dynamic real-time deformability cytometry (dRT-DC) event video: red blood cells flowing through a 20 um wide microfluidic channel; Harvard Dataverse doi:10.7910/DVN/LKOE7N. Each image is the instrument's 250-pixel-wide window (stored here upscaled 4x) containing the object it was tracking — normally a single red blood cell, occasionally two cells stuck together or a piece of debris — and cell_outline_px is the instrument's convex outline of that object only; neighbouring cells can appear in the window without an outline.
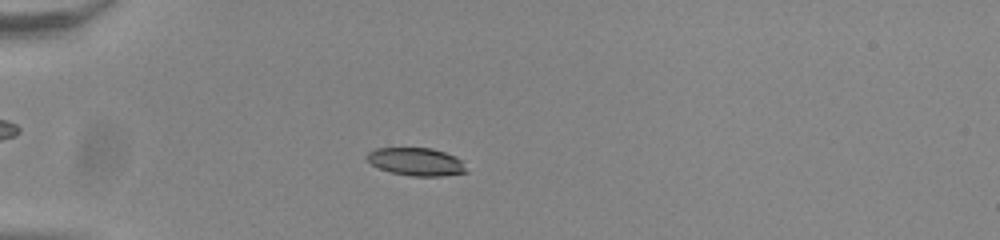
{"species": "common noctule bat (a hibernating species)", "species_latin": "Nyctalus noctula", "temperature_condition": "room temperature", "stored_images_in_passage": 55, "camera_frame_rate_fps": 3000, "um_per_image_px": 0.085, "animal": {"sex": "male", "body_mass_g": 20.0, "forearm_length_mm": 53.3}, "frame": {"image": 1, "passage_image": 17, "time_ms": 5.333, "image_size_px": [1000, 240], "cell_outline_px": [[468, 172], [440, 176], [412, 176], [392, 172], [380, 168], [372, 164], [368, 160], [368, 152], [376, 148], [432, 148], [456, 156], [464, 160]], "centroid_in_image_um": [35.45, 13.74], "position_along_channel_um": 49.5, "area_um2": 16.13}}
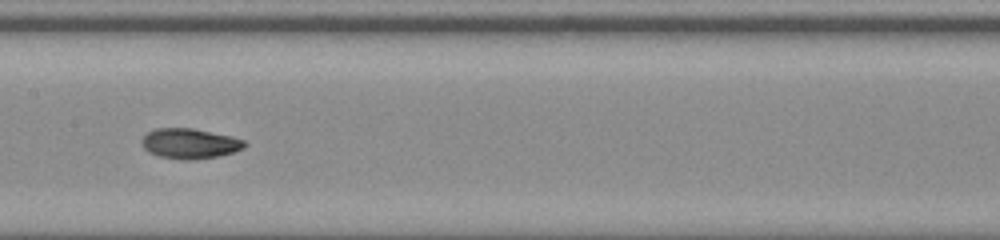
{"frame": {"image": 2, "passage_image": 30, "time_ms": 9.667, "image_size_px": [1000, 240], "cell_outline_px": [[248, 144], [244, 148], [220, 156], [188, 160], [184, 160], [160, 156], [148, 152], [144, 148], [140, 140], [148, 132], [156, 128], [192, 128], [232, 136], [244, 140]], "centroid_in_image_um": [16.14, 12.2], "position_along_channel_um": 191.3, "area_um2": 18.09}}
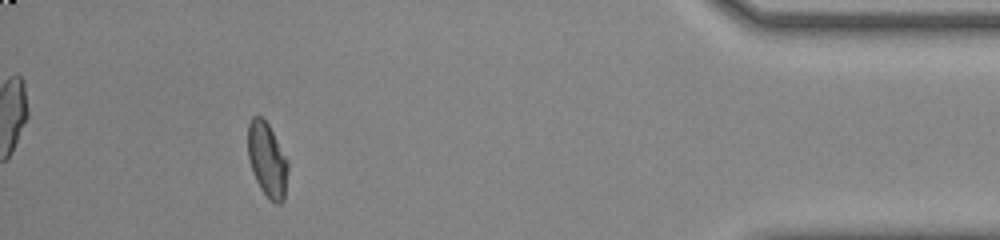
{"frame": {"image": 3, "passage_image": 51, "time_ms": 16.667, "image_size_px": [1000, 240], "cell_outline_px": [[288, 168], [284, 200], [280, 204], [276, 204], [260, 188], [252, 172], [248, 156], [248, 124], [252, 116], [260, 116], [268, 124], [288, 160]], "centroid_in_image_um": [22.71, 13.58], "position_along_channel_um": 412.5, "area_um2": 17.22}, "authors_computed_cell_mechanics": {"area_um2": 17.5712, "velocity_mm_per_s": 3.8481, "shape_relaxation_time_tau1_ms": 4.0582, "shape_relaxation_time_tau2_ms": 2.0623, "deformation_change_tau1": 0.1716, "deformation_change_tau2": 0.0624}}